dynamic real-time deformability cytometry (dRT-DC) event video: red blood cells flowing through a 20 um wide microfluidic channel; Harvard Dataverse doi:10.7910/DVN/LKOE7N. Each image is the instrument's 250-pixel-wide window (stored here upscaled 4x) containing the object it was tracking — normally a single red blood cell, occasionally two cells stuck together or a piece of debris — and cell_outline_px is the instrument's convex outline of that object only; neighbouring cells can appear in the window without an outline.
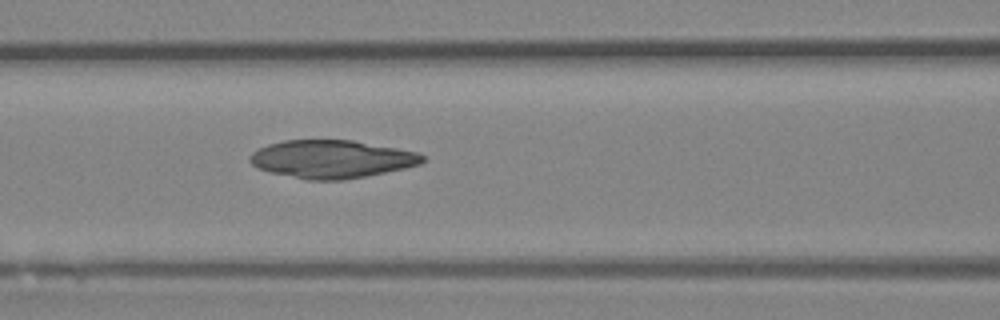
{"species": "Egyptian fruit bat (a non-hibernating species)", "species_latin": "Rousettus aegyptiacus", "temperature_condition": "room temperature", "stored_images_in_passage": 35, "camera_frame_rate_fps": 3000, "um_per_image_px": 0.085, "animal": {"sex": "female"}, "frame": {"image": 1, "passage_image": 7, "time_ms": 2.0, "image_size_px": [1000, 320], "cell_outline_px": [[424, 160], [420, 164], [404, 168], [344, 180], [308, 180], [272, 172], [256, 168], [248, 160], [248, 156], [252, 152], [268, 144], [284, 140], [352, 140], [396, 148], [416, 152], [424, 156]], "centroid_in_image_um": [28.15, 13.52], "position_along_channel_um": 138.5, "area_um2": 37.92}}
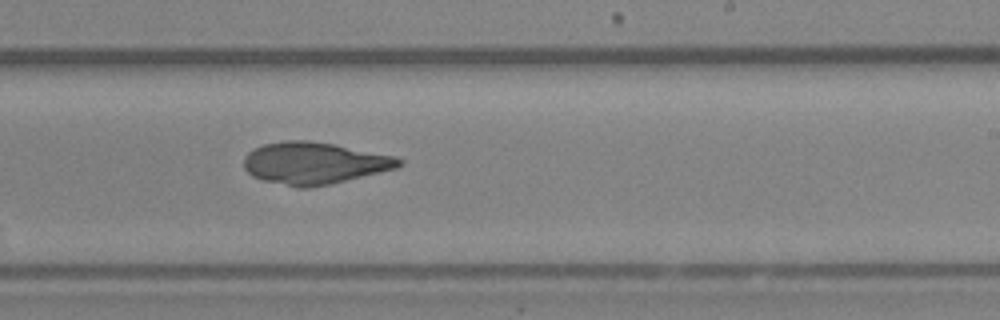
{"frame": {"image": 2, "passage_image": 16, "time_ms": 5.0, "image_size_px": [1000, 320], "cell_outline_px": [[404, 164], [396, 168], [328, 184], [308, 188], [296, 188], [264, 180], [252, 176], [244, 168], [244, 156], [248, 152], [264, 144], [284, 140], [308, 140], [332, 144], [396, 156], [404, 160]], "centroid_in_image_um": [26.7, 13.86], "position_along_channel_um": 262.3, "area_um2": 37.69}}
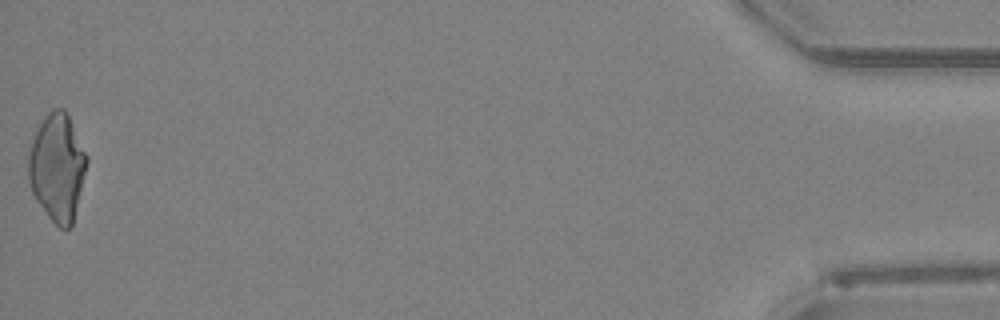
{"frame": {"image": 3, "passage_image": 35, "time_ms": 11.333, "image_size_px": [1000, 320], "cell_outline_px": [[88, 160], [72, 224], [68, 228], [60, 228], [48, 216], [36, 200], [32, 192], [28, 180], [28, 156], [32, 140], [44, 116], [52, 108], [64, 108], [68, 112], [88, 156]], "centroid_in_image_um": [4.87, 14.17], "position_along_channel_um": 430.3, "area_um2": 36.47}}